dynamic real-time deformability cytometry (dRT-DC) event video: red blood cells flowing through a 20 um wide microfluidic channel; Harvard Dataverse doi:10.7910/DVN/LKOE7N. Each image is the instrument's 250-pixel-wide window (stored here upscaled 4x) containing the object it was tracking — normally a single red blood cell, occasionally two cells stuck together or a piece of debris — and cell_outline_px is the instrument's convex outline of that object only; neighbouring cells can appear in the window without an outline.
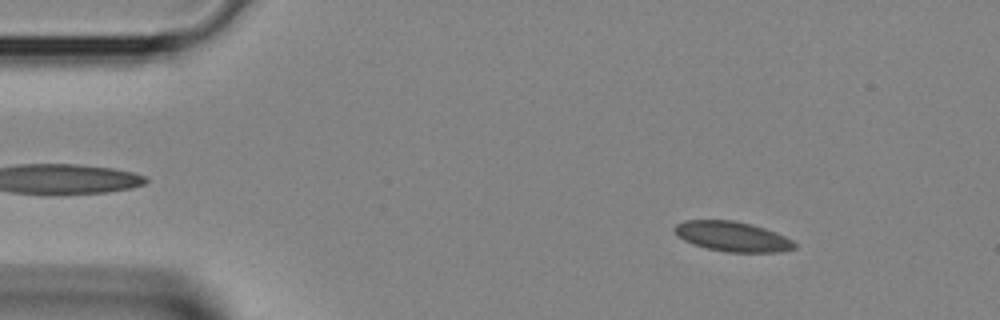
{"species": "Egyptian fruit bat (a non-hibernating species)", "species_latin": "Rousettus aegyptiacus", "temperature_condition": "room temperature", "stored_images_in_passage": 37, "camera_frame_rate_fps": 3000, "um_per_image_px": 0.085, "animal": {"sex": "female"}, "frame": {"image": 1, "passage_image": 4, "time_ms": 1.0, "image_size_px": [1000, 320], "cell_outline_px": [[796, 248], [780, 252], [728, 252], [708, 248], [684, 240], [672, 228], [676, 224], [684, 220], [736, 220], [752, 224], [776, 232], [792, 240], [796, 244]], "centroid_in_image_um": [62.28, 20.09], "position_along_channel_um": 22.7, "area_um2": 20.81}}
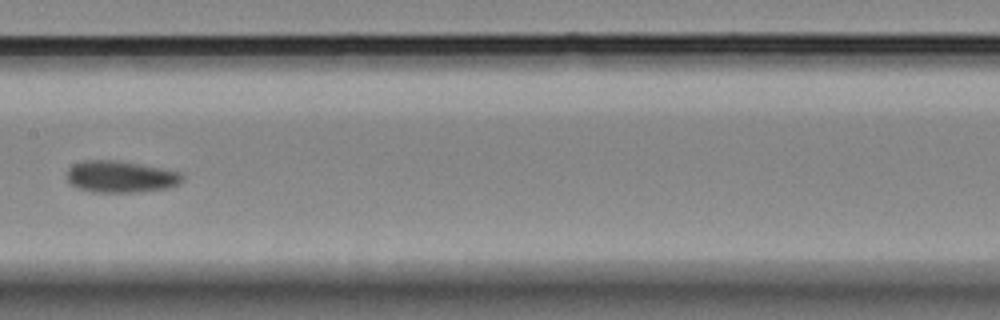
{"frame": {"image": 2, "passage_image": 18, "time_ms": 5.667, "image_size_px": [1000, 320], "cell_outline_px": [[184, 180], [180, 184], [164, 188], [132, 192], [96, 192], [80, 188], [72, 184], [68, 180], [68, 168], [72, 164], [84, 160], [120, 160], [164, 168], [180, 172], [184, 176]], "centroid_in_image_um": [10.29, 14.99], "position_along_channel_um": 197.1, "area_um2": 21.33}}
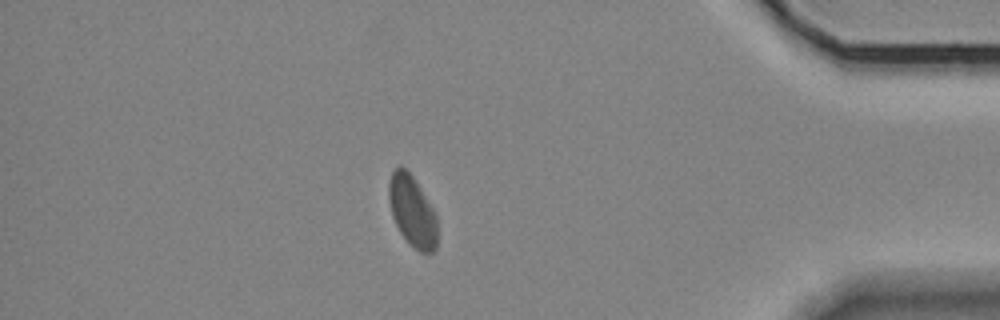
{"frame": {"image": 3, "passage_image": 32, "time_ms": 10.333, "image_size_px": [1000, 320], "cell_outline_px": [[436, 248], [432, 252], [420, 252], [400, 232], [392, 216], [388, 196], [388, 184], [392, 172], [400, 164], [412, 176], [420, 188], [432, 208], [436, 216]], "centroid_in_image_um": [35.02, 17.92], "position_along_channel_um": 400.2, "area_um2": 19.54}}